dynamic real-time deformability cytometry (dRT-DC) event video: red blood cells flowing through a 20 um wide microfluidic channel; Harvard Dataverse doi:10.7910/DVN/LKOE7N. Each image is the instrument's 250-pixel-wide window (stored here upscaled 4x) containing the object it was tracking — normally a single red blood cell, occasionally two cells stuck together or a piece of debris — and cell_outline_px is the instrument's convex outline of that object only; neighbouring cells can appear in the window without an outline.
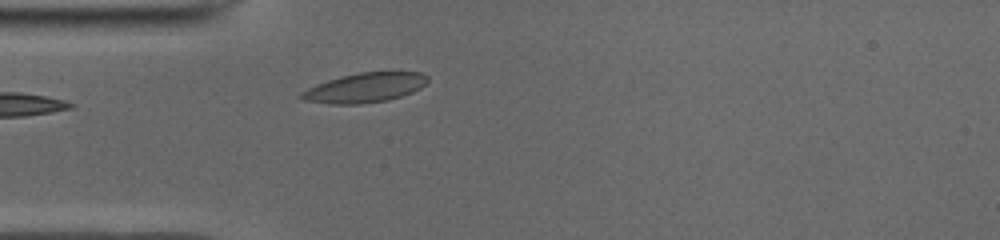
{"species": "common noctule bat (a hibernating species)", "species_latin": "Nyctalus noctula", "temperature_condition": "cold", "stored_images_in_passage": 23, "camera_frame_rate_fps": 3000, "um_per_image_px": 0.085, "animal": {"sex": "male", "body_mass_g": 19.0, "forearm_length_mm": 50.8}, "frame": {"image": 1, "passage_image": 1, "time_ms": 0.0, "image_size_px": [1000, 240], "cell_outline_px": [[428, 80], [420, 88], [412, 92], [388, 100], [360, 104], [328, 104], [304, 100], [296, 96], [300, 92], [316, 84], [340, 76], [360, 72], [420, 72], [428, 76]], "centroid_in_image_um": [30.96, 7.46], "position_along_channel_um": 54.0, "area_um2": 21.79}}
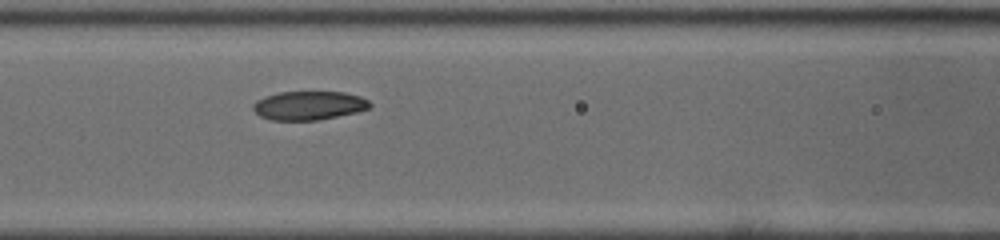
{"frame": {"image": 2, "passage_image": 8, "time_ms": 2.333, "image_size_px": [1000, 240], "cell_outline_px": [[372, 104], [368, 108], [356, 112], [316, 120], [272, 120], [260, 116], [252, 108], [252, 104], [256, 100], [264, 96], [280, 92], [344, 92], [360, 96], [368, 100]], "centroid_in_image_um": [26.22, 8.96], "position_along_channel_um": 140.4, "area_um2": 19.48}}
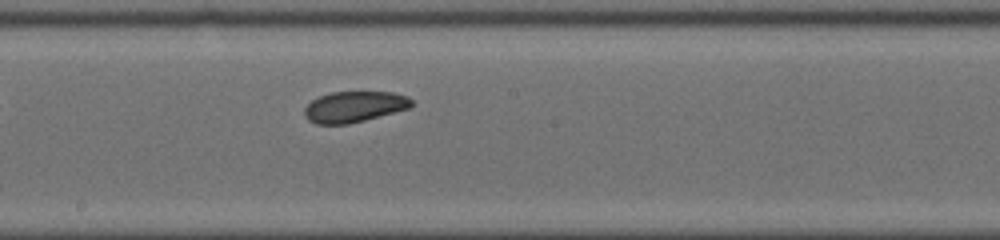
{"frame": {"image": 3, "passage_image": 14, "time_ms": 4.333, "image_size_px": [1000, 240], "cell_outline_px": [[412, 104], [408, 108], [364, 120], [348, 124], [316, 124], [308, 120], [304, 116], [304, 108], [312, 100], [320, 96], [332, 92], [392, 92], [408, 96], [412, 100]], "centroid_in_image_um": [30.08, 9.07], "position_along_channel_um": 218.1, "area_um2": 19.13}}